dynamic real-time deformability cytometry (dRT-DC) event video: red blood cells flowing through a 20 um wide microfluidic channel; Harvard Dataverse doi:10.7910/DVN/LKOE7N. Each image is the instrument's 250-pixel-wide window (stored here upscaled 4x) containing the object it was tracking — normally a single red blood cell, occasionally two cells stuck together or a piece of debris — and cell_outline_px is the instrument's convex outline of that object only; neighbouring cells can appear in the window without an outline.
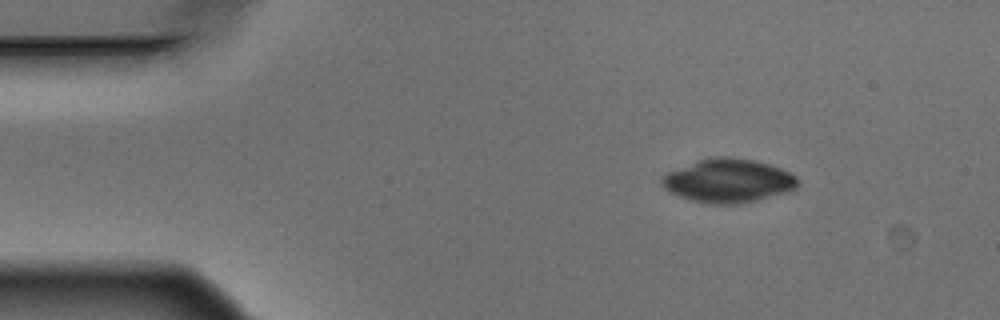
{"species": "Egyptian fruit bat (a non-hibernating species)", "species_latin": "Rousettus aegyptiacus", "temperature_condition": "warm", "stored_images_in_passage": 3, "camera_frame_rate_fps": 3000, "um_per_image_px": 0.085, "animal": {"sex": "male"}, "frame": {"image": 1, "passage_image": 1, "time_ms": 0.0, "image_size_px": [1000, 320], "cell_outline_px": [[800, 180], [796, 188], [788, 192], [756, 200], [736, 204], [712, 204], [692, 200], [680, 196], [664, 188], [660, 184], [660, 180], [668, 172], [700, 160], [716, 156], [724, 156], [756, 160], [780, 168], [796, 176]], "centroid_in_image_um": [61.93, 15.36], "position_along_channel_um": 23.1, "area_um2": 34.28}}